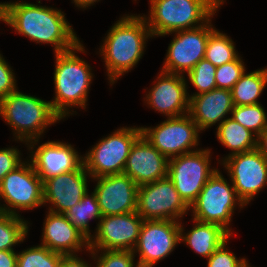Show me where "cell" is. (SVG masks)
Listing matches in <instances>:
<instances>
[{
    "label": "cell",
    "mask_w": 267,
    "mask_h": 267,
    "mask_svg": "<svg viewBox=\"0 0 267 267\" xmlns=\"http://www.w3.org/2000/svg\"><path fill=\"white\" fill-rule=\"evenodd\" d=\"M40 2H3V22L33 42L52 44L55 54L72 49L80 41L64 12L42 6Z\"/></svg>",
    "instance_id": "1"
},
{
    "label": "cell",
    "mask_w": 267,
    "mask_h": 267,
    "mask_svg": "<svg viewBox=\"0 0 267 267\" xmlns=\"http://www.w3.org/2000/svg\"><path fill=\"white\" fill-rule=\"evenodd\" d=\"M148 37L153 36L140 14L123 15L112 25L99 49L111 86L137 65L145 52Z\"/></svg>",
    "instance_id": "2"
},
{
    "label": "cell",
    "mask_w": 267,
    "mask_h": 267,
    "mask_svg": "<svg viewBox=\"0 0 267 267\" xmlns=\"http://www.w3.org/2000/svg\"><path fill=\"white\" fill-rule=\"evenodd\" d=\"M84 48L79 42L72 49L55 54V97L51 100V105L62 119L76 112L69 110L74 106L86 109L93 73L88 62L75 54L85 53Z\"/></svg>",
    "instance_id": "3"
},
{
    "label": "cell",
    "mask_w": 267,
    "mask_h": 267,
    "mask_svg": "<svg viewBox=\"0 0 267 267\" xmlns=\"http://www.w3.org/2000/svg\"><path fill=\"white\" fill-rule=\"evenodd\" d=\"M223 4L224 0H150L149 16H143L155 38L201 27Z\"/></svg>",
    "instance_id": "4"
},
{
    "label": "cell",
    "mask_w": 267,
    "mask_h": 267,
    "mask_svg": "<svg viewBox=\"0 0 267 267\" xmlns=\"http://www.w3.org/2000/svg\"><path fill=\"white\" fill-rule=\"evenodd\" d=\"M0 116L13 129L15 141L27 144L40 139L45 129L62 118L53 110L51 101L19 92L0 99Z\"/></svg>",
    "instance_id": "5"
},
{
    "label": "cell",
    "mask_w": 267,
    "mask_h": 267,
    "mask_svg": "<svg viewBox=\"0 0 267 267\" xmlns=\"http://www.w3.org/2000/svg\"><path fill=\"white\" fill-rule=\"evenodd\" d=\"M237 205L240 209L245 206L237 196L232 182L229 184L217 169L189 209H192V219L221 225L233 235L229 225Z\"/></svg>",
    "instance_id": "6"
},
{
    "label": "cell",
    "mask_w": 267,
    "mask_h": 267,
    "mask_svg": "<svg viewBox=\"0 0 267 267\" xmlns=\"http://www.w3.org/2000/svg\"><path fill=\"white\" fill-rule=\"evenodd\" d=\"M142 135L141 127H121L102 138L83 157L91 178L122 174L135 141Z\"/></svg>",
    "instance_id": "7"
},
{
    "label": "cell",
    "mask_w": 267,
    "mask_h": 267,
    "mask_svg": "<svg viewBox=\"0 0 267 267\" xmlns=\"http://www.w3.org/2000/svg\"><path fill=\"white\" fill-rule=\"evenodd\" d=\"M0 212L21 216L16 210H32L44 206L43 180L30 160L9 172L0 183Z\"/></svg>",
    "instance_id": "8"
},
{
    "label": "cell",
    "mask_w": 267,
    "mask_h": 267,
    "mask_svg": "<svg viewBox=\"0 0 267 267\" xmlns=\"http://www.w3.org/2000/svg\"><path fill=\"white\" fill-rule=\"evenodd\" d=\"M211 149H198L168 160L167 177L190 207L218 168H210Z\"/></svg>",
    "instance_id": "9"
},
{
    "label": "cell",
    "mask_w": 267,
    "mask_h": 267,
    "mask_svg": "<svg viewBox=\"0 0 267 267\" xmlns=\"http://www.w3.org/2000/svg\"><path fill=\"white\" fill-rule=\"evenodd\" d=\"M141 131L168 160L198 150L201 132L189 114L169 117L153 128L141 126Z\"/></svg>",
    "instance_id": "10"
},
{
    "label": "cell",
    "mask_w": 267,
    "mask_h": 267,
    "mask_svg": "<svg viewBox=\"0 0 267 267\" xmlns=\"http://www.w3.org/2000/svg\"><path fill=\"white\" fill-rule=\"evenodd\" d=\"M189 210L168 177L139 186L136 212L143 220L179 222Z\"/></svg>",
    "instance_id": "11"
},
{
    "label": "cell",
    "mask_w": 267,
    "mask_h": 267,
    "mask_svg": "<svg viewBox=\"0 0 267 267\" xmlns=\"http://www.w3.org/2000/svg\"><path fill=\"white\" fill-rule=\"evenodd\" d=\"M219 161L245 206L267 186V160L257 149L226 156Z\"/></svg>",
    "instance_id": "12"
},
{
    "label": "cell",
    "mask_w": 267,
    "mask_h": 267,
    "mask_svg": "<svg viewBox=\"0 0 267 267\" xmlns=\"http://www.w3.org/2000/svg\"><path fill=\"white\" fill-rule=\"evenodd\" d=\"M210 19L201 27L173 32L161 71L185 75L205 56L210 34L216 29Z\"/></svg>",
    "instance_id": "13"
},
{
    "label": "cell",
    "mask_w": 267,
    "mask_h": 267,
    "mask_svg": "<svg viewBox=\"0 0 267 267\" xmlns=\"http://www.w3.org/2000/svg\"><path fill=\"white\" fill-rule=\"evenodd\" d=\"M180 243V222L174 220H144L134 254L138 267H154L173 252Z\"/></svg>",
    "instance_id": "14"
},
{
    "label": "cell",
    "mask_w": 267,
    "mask_h": 267,
    "mask_svg": "<svg viewBox=\"0 0 267 267\" xmlns=\"http://www.w3.org/2000/svg\"><path fill=\"white\" fill-rule=\"evenodd\" d=\"M143 222L137 212L103 216L89 239V250L133 251Z\"/></svg>",
    "instance_id": "15"
},
{
    "label": "cell",
    "mask_w": 267,
    "mask_h": 267,
    "mask_svg": "<svg viewBox=\"0 0 267 267\" xmlns=\"http://www.w3.org/2000/svg\"><path fill=\"white\" fill-rule=\"evenodd\" d=\"M37 143L39 139H34L26 145L31 154L29 160L42 180L76 170L83 163V157L71 144L47 141L35 148Z\"/></svg>",
    "instance_id": "16"
},
{
    "label": "cell",
    "mask_w": 267,
    "mask_h": 267,
    "mask_svg": "<svg viewBox=\"0 0 267 267\" xmlns=\"http://www.w3.org/2000/svg\"><path fill=\"white\" fill-rule=\"evenodd\" d=\"M98 205L103 216L136 212L139 186L126 174L93 178Z\"/></svg>",
    "instance_id": "17"
},
{
    "label": "cell",
    "mask_w": 267,
    "mask_h": 267,
    "mask_svg": "<svg viewBox=\"0 0 267 267\" xmlns=\"http://www.w3.org/2000/svg\"><path fill=\"white\" fill-rule=\"evenodd\" d=\"M155 84L146 93L144 102L167 118L178 117L189 112V93L183 75L161 71L153 81Z\"/></svg>",
    "instance_id": "18"
},
{
    "label": "cell",
    "mask_w": 267,
    "mask_h": 267,
    "mask_svg": "<svg viewBox=\"0 0 267 267\" xmlns=\"http://www.w3.org/2000/svg\"><path fill=\"white\" fill-rule=\"evenodd\" d=\"M89 173L82 163L76 170L43 180L44 204H52L49 211L64 214L81 201L87 193Z\"/></svg>",
    "instance_id": "19"
},
{
    "label": "cell",
    "mask_w": 267,
    "mask_h": 267,
    "mask_svg": "<svg viewBox=\"0 0 267 267\" xmlns=\"http://www.w3.org/2000/svg\"><path fill=\"white\" fill-rule=\"evenodd\" d=\"M167 171L168 159L141 135L131 148L123 174L141 186L167 177Z\"/></svg>",
    "instance_id": "20"
},
{
    "label": "cell",
    "mask_w": 267,
    "mask_h": 267,
    "mask_svg": "<svg viewBox=\"0 0 267 267\" xmlns=\"http://www.w3.org/2000/svg\"><path fill=\"white\" fill-rule=\"evenodd\" d=\"M41 245L62 255H77L76 252L90 251L89 239L76 229L64 214L48 210L43 223ZM82 248V249H81Z\"/></svg>",
    "instance_id": "21"
},
{
    "label": "cell",
    "mask_w": 267,
    "mask_h": 267,
    "mask_svg": "<svg viewBox=\"0 0 267 267\" xmlns=\"http://www.w3.org/2000/svg\"><path fill=\"white\" fill-rule=\"evenodd\" d=\"M189 98L188 114L201 132L216 123L219 126L234 107L232 93L228 89L215 88Z\"/></svg>",
    "instance_id": "22"
},
{
    "label": "cell",
    "mask_w": 267,
    "mask_h": 267,
    "mask_svg": "<svg viewBox=\"0 0 267 267\" xmlns=\"http://www.w3.org/2000/svg\"><path fill=\"white\" fill-rule=\"evenodd\" d=\"M193 222V228L186 233L180 221V242H184L195 253L206 259L231 237V234L221 225L195 219Z\"/></svg>",
    "instance_id": "23"
},
{
    "label": "cell",
    "mask_w": 267,
    "mask_h": 267,
    "mask_svg": "<svg viewBox=\"0 0 267 267\" xmlns=\"http://www.w3.org/2000/svg\"><path fill=\"white\" fill-rule=\"evenodd\" d=\"M216 130L219 142L232 151L228 156L256 149L257 135L231 117L226 118Z\"/></svg>",
    "instance_id": "24"
},
{
    "label": "cell",
    "mask_w": 267,
    "mask_h": 267,
    "mask_svg": "<svg viewBox=\"0 0 267 267\" xmlns=\"http://www.w3.org/2000/svg\"><path fill=\"white\" fill-rule=\"evenodd\" d=\"M267 85V68L245 73L232 87L234 106L258 104V97Z\"/></svg>",
    "instance_id": "25"
},
{
    "label": "cell",
    "mask_w": 267,
    "mask_h": 267,
    "mask_svg": "<svg viewBox=\"0 0 267 267\" xmlns=\"http://www.w3.org/2000/svg\"><path fill=\"white\" fill-rule=\"evenodd\" d=\"M89 192L83 196L81 201L68 209L64 215L68 221L88 239L92 237L89 229V220L98 219L103 217L100 207L98 205L97 197L94 192Z\"/></svg>",
    "instance_id": "26"
},
{
    "label": "cell",
    "mask_w": 267,
    "mask_h": 267,
    "mask_svg": "<svg viewBox=\"0 0 267 267\" xmlns=\"http://www.w3.org/2000/svg\"><path fill=\"white\" fill-rule=\"evenodd\" d=\"M28 224L21 216L0 212V250L14 251L28 235Z\"/></svg>",
    "instance_id": "27"
},
{
    "label": "cell",
    "mask_w": 267,
    "mask_h": 267,
    "mask_svg": "<svg viewBox=\"0 0 267 267\" xmlns=\"http://www.w3.org/2000/svg\"><path fill=\"white\" fill-rule=\"evenodd\" d=\"M238 57L239 54L232 39L215 29L209 36L204 58L219 67Z\"/></svg>",
    "instance_id": "28"
},
{
    "label": "cell",
    "mask_w": 267,
    "mask_h": 267,
    "mask_svg": "<svg viewBox=\"0 0 267 267\" xmlns=\"http://www.w3.org/2000/svg\"><path fill=\"white\" fill-rule=\"evenodd\" d=\"M64 256L40 244L17 253V267H60Z\"/></svg>",
    "instance_id": "29"
},
{
    "label": "cell",
    "mask_w": 267,
    "mask_h": 267,
    "mask_svg": "<svg viewBox=\"0 0 267 267\" xmlns=\"http://www.w3.org/2000/svg\"><path fill=\"white\" fill-rule=\"evenodd\" d=\"M231 118L257 136L267 127V113L262 104L234 106Z\"/></svg>",
    "instance_id": "30"
},
{
    "label": "cell",
    "mask_w": 267,
    "mask_h": 267,
    "mask_svg": "<svg viewBox=\"0 0 267 267\" xmlns=\"http://www.w3.org/2000/svg\"><path fill=\"white\" fill-rule=\"evenodd\" d=\"M215 73L216 66L205 58L201 59L187 74L190 83L198 91L189 95V97H193L215 89Z\"/></svg>",
    "instance_id": "31"
},
{
    "label": "cell",
    "mask_w": 267,
    "mask_h": 267,
    "mask_svg": "<svg viewBox=\"0 0 267 267\" xmlns=\"http://www.w3.org/2000/svg\"><path fill=\"white\" fill-rule=\"evenodd\" d=\"M89 252L92 259L97 260L96 267H138V264L134 263L136 255L131 250H90Z\"/></svg>",
    "instance_id": "32"
},
{
    "label": "cell",
    "mask_w": 267,
    "mask_h": 267,
    "mask_svg": "<svg viewBox=\"0 0 267 267\" xmlns=\"http://www.w3.org/2000/svg\"><path fill=\"white\" fill-rule=\"evenodd\" d=\"M245 71L246 68L241 56H239L236 60L216 67V88L231 90Z\"/></svg>",
    "instance_id": "33"
},
{
    "label": "cell",
    "mask_w": 267,
    "mask_h": 267,
    "mask_svg": "<svg viewBox=\"0 0 267 267\" xmlns=\"http://www.w3.org/2000/svg\"><path fill=\"white\" fill-rule=\"evenodd\" d=\"M227 242L228 240L207 259V267H249L246 258L238 259L232 251H228Z\"/></svg>",
    "instance_id": "34"
},
{
    "label": "cell",
    "mask_w": 267,
    "mask_h": 267,
    "mask_svg": "<svg viewBox=\"0 0 267 267\" xmlns=\"http://www.w3.org/2000/svg\"><path fill=\"white\" fill-rule=\"evenodd\" d=\"M20 155L21 152L13 146L0 149V183L9 172L24 162Z\"/></svg>",
    "instance_id": "35"
},
{
    "label": "cell",
    "mask_w": 267,
    "mask_h": 267,
    "mask_svg": "<svg viewBox=\"0 0 267 267\" xmlns=\"http://www.w3.org/2000/svg\"><path fill=\"white\" fill-rule=\"evenodd\" d=\"M12 68L0 54V99L18 89Z\"/></svg>",
    "instance_id": "36"
},
{
    "label": "cell",
    "mask_w": 267,
    "mask_h": 267,
    "mask_svg": "<svg viewBox=\"0 0 267 267\" xmlns=\"http://www.w3.org/2000/svg\"><path fill=\"white\" fill-rule=\"evenodd\" d=\"M60 267H92V265L78 255H67L62 258Z\"/></svg>",
    "instance_id": "37"
},
{
    "label": "cell",
    "mask_w": 267,
    "mask_h": 267,
    "mask_svg": "<svg viewBox=\"0 0 267 267\" xmlns=\"http://www.w3.org/2000/svg\"><path fill=\"white\" fill-rule=\"evenodd\" d=\"M0 267H17V252L0 250Z\"/></svg>",
    "instance_id": "38"
},
{
    "label": "cell",
    "mask_w": 267,
    "mask_h": 267,
    "mask_svg": "<svg viewBox=\"0 0 267 267\" xmlns=\"http://www.w3.org/2000/svg\"><path fill=\"white\" fill-rule=\"evenodd\" d=\"M256 149L262 154L267 160V127L257 136Z\"/></svg>",
    "instance_id": "39"
},
{
    "label": "cell",
    "mask_w": 267,
    "mask_h": 267,
    "mask_svg": "<svg viewBox=\"0 0 267 267\" xmlns=\"http://www.w3.org/2000/svg\"><path fill=\"white\" fill-rule=\"evenodd\" d=\"M72 3H75V6L78 8H88L89 6L94 5L96 2L100 0H72Z\"/></svg>",
    "instance_id": "40"
},
{
    "label": "cell",
    "mask_w": 267,
    "mask_h": 267,
    "mask_svg": "<svg viewBox=\"0 0 267 267\" xmlns=\"http://www.w3.org/2000/svg\"><path fill=\"white\" fill-rule=\"evenodd\" d=\"M0 21H4V3H0Z\"/></svg>",
    "instance_id": "41"
}]
</instances>
